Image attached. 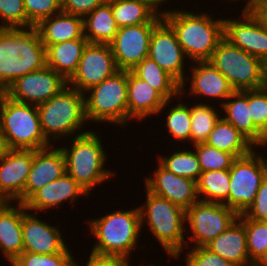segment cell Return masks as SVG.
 <instances>
[{"label": "cell", "mask_w": 267, "mask_h": 266, "mask_svg": "<svg viewBox=\"0 0 267 266\" xmlns=\"http://www.w3.org/2000/svg\"><path fill=\"white\" fill-rule=\"evenodd\" d=\"M267 133L265 134L263 143L260 145V148L263 150V148L267 149Z\"/></svg>", "instance_id": "51"}, {"label": "cell", "mask_w": 267, "mask_h": 266, "mask_svg": "<svg viewBox=\"0 0 267 266\" xmlns=\"http://www.w3.org/2000/svg\"><path fill=\"white\" fill-rule=\"evenodd\" d=\"M197 102L193 106L190 105L191 145L205 142L213 130L216 121L221 116V112L219 113V110L215 106L213 107L212 104Z\"/></svg>", "instance_id": "35"}, {"label": "cell", "mask_w": 267, "mask_h": 266, "mask_svg": "<svg viewBox=\"0 0 267 266\" xmlns=\"http://www.w3.org/2000/svg\"><path fill=\"white\" fill-rule=\"evenodd\" d=\"M241 14L238 20L237 17L233 19L224 17V39L266 64L267 26L255 13L242 12Z\"/></svg>", "instance_id": "15"}, {"label": "cell", "mask_w": 267, "mask_h": 266, "mask_svg": "<svg viewBox=\"0 0 267 266\" xmlns=\"http://www.w3.org/2000/svg\"><path fill=\"white\" fill-rule=\"evenodd\" d=\"M46 66V48L35 26L0 28V89Z\"/></svg>", "instance_id": "3"}, {"label": "cell", "mask_w": 267, "mask_h": 266, "mask_svg": "<svg viewBox=\"0 0 267 266\" xmlns=\"http://www.w3.org/2000/svg\"><path fill=\"white\" fill-rule=\"evenodd\" d=\"M38 215L31 213L22 203L23 252L41 255L63 252L68 246L59 227L38 219Z\"/></svg>", "instance_id": "19"}, {"label": "cell", "mask_w": 267, "mask_h": 266, "mask_svg": "<svg viewBox=\"0 0 267 266\" xmlns=\"http://www.w3.org/2000/svg\"><path fill=\"white\" fill-rule=\"evenodd\" d=\"M87 225L96 239L89 255L95 258L130 260L144 231L139 207L125 211L117 209L103 217L87 220Z\"/></svg>", "instance_id": "1"}, {"label": "cell", "mask_w": 267, "mask_h": 266, "mask_svg": "<svg viewBox=\"0 0 267 266\" xmlns=\"http://www.w3.org/2000/svg\"><path fill=\"white\" fill-rule=\"evenodd\" d=\"M66 173L65 157L60 147L33 150V162L25 184L24 202L38 189Z\"/></svg>", "instance_id": "22"}, {"label": "cell", "mask_w": 267, "mask_h": 266, "mask_svg": "<svg viewBox=\"0 0 267 266\" xmlns=\"http://www.w3.org/2000/svg\"><path fill=\"white\" fill-rule=\"evenodd\" d=\"M222 117L247 137L257 148L265 135L253 124L248 108V90L234 91L220 106ZM226 114V115H225Z\"/></svg>", "instance_id": "27"}, {"label": "cell", "mask_w": 267, "mask_h": 266, "mask_svg": "<svg viewBox=\"0 0 267 266\" xmlns=\"http://www.w3.org/2000/svg\"><path fill=\"white\" fill-rule=\"evenodd\" d=\"M265 86L267 87V63H266V72H265Z\"/></svg>", "instance_id": "54"}, {"label": "cell", "mask_w": 267, "mask_h": 266, "mask_svg": "<svg viewBox=\"0 0 267 266\" xmlns=\"http://www.w3.org/2000/svg\"><path fill=\"white\" fill-rule=\"evenodd\" d=\"M118 70L109 44L88 43L68 85L84 94Z\"/></svg>", "instance_id": "13"}, {"label": "cell", "mask_w": 267, "mask_h": 266, "mask_svg": "<svg viewBox=\"0 0 267 266\" xmlns=\"http://www.w3.org/2000/svg\"><path fill=\"white\" fill-rule=\"evenodd\" d=\"M206 247L235 266H256L249 258L245 227L238 218Z\"/></svg>", "instance_id": "25"}, {"label": "cell", "mask_w": 267, "mask_h": 266, "mask_svg": "<svg viewBox=\"0 0 267 266\" xmlns=\"http://www.w3.org/2000/svg\"><path fill=\"white\" fill-rule=\"evenodd\" d=\"M187 10H162V19L172 28L190 62L208 61L224 38V18Z\"/></svg>", "instance_id": "2"}, {"label": "cell", "mask_w": 267, "mask_h": 266, "mask_svg": "<svg viewBox=\"0 0 267 266\" xmlns=\"http://www.w3.org/2000/svg\"><path fill=\"white\" fill-rule=\"evenodd\" d=\"M37 109L43 135L52 145V140L56 143V140L76 137L91 131L84 129V132H79L88 122L84 94L69 85L48 101L37 105Z\"/></svg>", "instance_id": "6"}, {"label": "cell", "mask_w": 267, "mask_h": 266, "mask_svg": "<svg viewBox=\"0 0 267 266\" xmlns=\"http://www.w3.org/2000/svg\"><path fill=\"white\" fill-rule=\"evenodd\" d=\"M4 145H3V142H2V137H1V133H0V155L2 154V152L4 151Z\"/></svg>", "instance_id": "52"}, {"label": "cell", "mask_w": 267, "mask_h": 266, "mask_svg": "<svg viewBox=\"0 0 267 266\" xmlns=\"http://www.w3.org/2000/svg\"><path fill=\"white\" fill-rule=\"evenodd\" d=\"M205 143L219 150L229 152L236 158L248 155L257 148L247 137L221 116L216 121Z\"/></svg>", "instance_id": "30"}, {"label": "cell", "mask_w": 267, "mask_h": 266, "mask_svg": "<svg viewBox=\"0 0 267 266\" xmlns=\"http://www.w3.org/2000/svg\"><path fill=\"white\" fill-rule=\"evenodd\" d=\"M238 218V214L225 204L197 201L186 210L185 224L189 242L194 243L188 247L206 246ZM192 234V235H191Z\"/></svg>", "instance_id": "11"}, {"label": "cell", "mask_w": 267, "mask_h": 266, "mask_svg": "<svg viewBox=\"0 0 267 266\" xmlns=\"http://www.w3.org/2000/svg\"><path fill=\"white\" fill-rule=\"evenodd\" d=\"M202 172L211 170L230 169L236 157L226 151L219 150L213 146L203 143L193 145Z\"/></svg>", "instance_id": "38"}, {"label": "cell", "mask_w": 267, "mask_h": 266, "mask_svg": "<svg viewBox=\"0 0 267 266\" xmlns=\"http://www.w3.org/2000/svg\"><path fill=\"white\" fill-rule=\"evenodd\" d=\"M145 190L146 201L139 205L141 228L148 224L147 228L167 256L179 260L183 250L189 246L184 234L186 211L166 198L157 196L146 188Z\"/></svg>", "instance_id": "4"}, {"label": "cell", "mask_w": 267, "mask_h": 266, "mask_svg": "<svg viewBox=\"0 0 267 266\" xmlns=\"http://www.w3.org/2000/svg\"><path fill=\"white\" fill-rule=\"evenodd\" d=\"M248 108L253 124L267 133V87L248 90Z\"/></svg>", "instance_id": "40"}, {"label": "cell", "mask_w": 267, "mask_h": 266, "mask_svg": "<svg viewBox=\"0 0 267 266\" xmlns=\"http://www.w3.org/2000/svg\"><path fill=\"white\" fill-rule=\"evenodd\" d=\"M130 261L128 259L95 258L89 256L85 266H130Z\"/></svg>", "instance_id": "46"}, {"label": "cell", "mask_w": 267, "mask_h": 266, "mask_svg": "<svg viewBox=\"0 0 267 266\" xmlns=\"http://www.w3.org/2000/svg\"><path fill=\"white\" fill-rule=\"evenodd\" d=\"M151 176L144 178L145 188L160 197L166 198L185 211L199 201L196 181L175 175L159 162Z\"/></svg>", "instance_id": "20"}, {"label": "cell", "mask_w": 267, "mask_h": 266, "mask_svg": "<svg viewBox=\"0 0 267 266\" xmlns=\"http://www.w3.org/2000/svg\"><path fill=\"white\" fill-rule=\"evenodd\" d=\"M243 215L250 219L267 221V175L257 191L255 200Z\"/></svg>", "instance_id": "44"}, {"label": "cell", "mask_w": 267, "mask_h": 266, "mask_svg": "<svg viewBox=\"0 0 267 266\" xmlns=\"http://www.w3.org/2000/svg\"><path fill=\"white\" fill-rule=\"evenodd\" d=\"M208 61L227 78L235 91L265 86L266 64L224 38Z\"/></svg>", "instance_id": "9"}, {"label": "cell", "mask_w": 267, "mask_h": 266, "mask_svg": "<svg viewBox=\"0 0 267 266\" xmlns=\"http://www.w3.org/2000/svg\"><path fill=\"white\" fill-rule=\"evenodd\" d=\"M4 94H5V91L2 90V89H0V102H1V100H2V98H3V96H4Z\"/></svg>", "instance_id": "53"}, {"label": "cell", "mask_w": 267, "mask_h": 266, "mask_svg": "<svg viewBox=\"0 0 267 266\" xmlns=\"http://www.w3.org/2000/svg\"><path fill=\"white\" fill-rule=\"evenodd\" d=\"M127 101L129 123L132 119L141 122L148 116H157L166 99L147 82L127 71Z\"/></svg>", "instance_id": "23"}, {"label": "cell", "mask_w": 267, "mask_h": 266, "mask_svg": "<svg viewBox=\"0 0 267 266\" xmlns=\"http://www.w3.org/2000/svg\"><path fill=\"white\" fill-rule=\"evenodd\" d=\"M244 224L250 260L257 265L267 253V221H259L238 215Z\"/></svg>", "instance_id": "37"}, {"label": "cell", "mask_w": 267, "mask_h": 266, "mask_svg": "<svg viewBox=\"0 0 267 266\" xmlns=\"http://www.w3.org/2000/svg\"><path fill=\"white\" fill-rule=\"evenodd\" d=\"M141 266H143V265H141ZM149 266H158V265H155V263H154V265L153 264H149Z\"/></svg>", "instance_id": "55"}, {"label": "cell", "mask_w": 267, "mask_h": 266, "mask_svg": "<svg viewBox=\"0 0 267 266\" xmlns=\"http://www.w3.org/2000/svg\"><path fill=\"white\" fill-rule=\"evenodd\" d=\"M88 196L89 194L66 172L35 191L23 204L27 210L37 213L59 208L60 204H65L66 201L73 205L79 198Z\"/></svg>", "instance_id": "21"}, {"label": "cell", "mask_w": 267, "mask_h": 266, "mask_svg": "<svg viewBox=\"0 0 267 266\" xmlns=\"http://www.w3.org/2000/svg\"><path fill=\"white\" fill-rule=\"evenodd\" d=\"M227 1H239V0H227ZM263 0H247L244 6V8H242L243 10H241L242 12H247V13H254L261 5Z\"/></svg>", "instance_id": "47"}, {"label": "cell", "mask_w": 267, "mask_h": 266, "mask_svg": "<svg viewBox=\"0 0 267 266\" xmlns=\"http://www.w3.org/2000/svg\"><path fill=\"white\" fill-rule=\"evenodd\" d=\"M159 23L120 27L109 43L119 70L131 71L148 57L153 29Z\"/></svg>", "instance_id": "16"}, {"label": "cell", "mask_w": 267, "mask_h": 266, "mask_svg": "<svg viewBox=\"0 0 267 266\" xmlns=\"http://www.w3.org/2000/svg\"><path fill=\"white\" fill-rule=\"evenodd\" d=\"M108 0H61V11L84 18Z\"/></svg>", "instance_id": "45"}, {"label": "cell", "mask_w": 267, "mask_h": 266, "mask_svg": "<svg viewBox=\"0 0 267 266\" xmlns=\"http://www.w3.org/2000/svg\"><path fill=\"white\" fill-rule=\"evenodd\" d=\"M35 27L45 48L52 44L85 38L83 18L62 11L41 20Z\"/></svg>", "instance_id": "26"}, {"label": "cell", "mask_w": 267, "mask_h": 266, "mask_svg": "<svg viewBox=\"0 0 267 266\" xmlns=\"http://www.w3.org/2000/svg\"><path fill=\"white\" fill-rule=\"evenodd\" d=\"M189 248L188 252L184 251L186 253L185 257H182V260L185 259V266H235L232 262L220 257L206 246Z\"/></svg>", "instance_id": "43"}, {"label": "cell", "mask_w": 267, "mask_h": 266, "mask_svg": "<svg viewBox=\"0 0 267 266\" xmlns=\"http://www.w3.org/2000/svg\"><path fill=\"white\" fill-rule=\"evenodd\" d=\"M174 99L166 100L162 108L160 109L157 116L159 117L161 112L167 111L166 113V119H165V126L167 128V132L171 134L170 136L181 143H184L185 141L190 142V136H191V119H190V104L188 105L189 101L184 103V101L180 102L178 101L176 105L173 104ZM172 102V103H171ZM171 105V106H169ZM168 107V109L166 108ZM170 108V109H169ZM167 109V110H166Z\"/></svg>", "instance_id": "34"}, {"label": "cell", "mask_w": 267, "mask_h": 266, "mask_svg": "<svg viewBox=\"0 0 267 266\" xmlns=\"http://www.w3.org/2000/svg\"><path fill=\"white\" fill-rule=\"evenodd\" d=\"M72 254L69 247L61 253L50 255L23 252L11 266H80Z\"/></svg>", "instance_id": "39"}, {"label": "cell", "mask_w": 267, "mask_h": 266, "mask_svg": "<svg viewBox=\"0 0 267 266\" xmlns=\"http://www.w3.org/2000/svg\"><path fill=\"white\" fill-rule=\"evenodd\" d=\"M152 4L154 5V7L159 11L160 13H162V5H164L165 3L167 4V1L169 2L170 0H151ZM163 3V4H162Z\"/></svg>", "instance_id": "49"}, {"label": "cell", "mask_w": 267, "mask_h": 266, "mask_svg": "<svg viewBox=\"0 0 267 266\" xmlns=\"http://www.w3.org/2000/svg\"><path fill=\"white\" fill-rule=\"evenodd\" d=\"M72 138L71 145L60 147L65 157L66 172L91 195L92 188L114 178L116 172L104 168L108 155L99 132L93 130Z\"/></svg>", "instance_id": "5"}, {"label": "cell", "mask_w": 267, "mask_h": 266, "mask_svg": "<svg viewBox=\"0 0 267 266\" xmlns=\"http://www.w3.org/2000/svg\"><path fill=\"white\" fill-rule=\"evenodd\" d=\"M84 37L89 43L109 44L119 29L111 10L106 3L96 7L83 18Z\"/></svg>", "instance_id": "31"}, {"label": "cell", "mask_w": 267, "mask_h": 266, "mask_svg": "<svg viewBox=\"0 0 267 266\" xmlns=\"http://www.w3.org/2000/svg\"><path fill=\"white\" fill-rule=\"evenodd\" d=\"M262 153L255 148L250 154L236 158L229 169V198L224 204L238 215L253 203L267 175V158Z\"/></svg>", "instance_id": "10"}, {"label": "cell", "mask_w": 267, "mask_h": 266, "mask_svg": "<svg viewBox=\"0 0 267 266\" xmlns=\"http://www.w3.org/2000/svg\"><path fill=\"white\" fill-rule=\"evenodd\" d=\"M88 123L128 125L127 70H118L84 93ZM127 122V124H126Z\"/></svg>", "instance_id": "8"}, {"label": "cell", "mask_w": 267, "mask_h": 266, "mask_svg": "<svg viewBox=\"0 0 267 266\" xmlns=\"http://www.w3.org/2000/svg\"><path fill=\"white\" fill-rule=\"evenodd\" d=\"M188 70V76H186L183 83L180 85V97L187 95L186 89L189 90V96L196 98L201 97L204 100L209 98L210 100H217L222 105L225 100L235 91L227 78L217 70L209 61H195L190 65ZM189 77V78H188ZM189 81V82H188ZM190 84L189 88H186L187 83ZM186 91V92H185ZM186 94H185V93ZM220 99V100H219Z\"/></svg>", "instance_id": "18"}, {"label": "cell", "mask_w": 267, "mask_h": 266, "mask_svg": "<svg viewBox=\"0 0 267 266\" xmlns=\"http://www.w3.org/2000/svg\"><path fill=\"white\" fill-rule=\"evenodd\" d=\"M68 81L47 65L17 78L5 90L10 99L30 105H40L57 95Z\"/></svg>", "instance_id": "12"}, {"label": "cell", "mask_w": 267, "mask_h": 266, "mask_svg": "<svg viewBox=\"0 0 267 266\" xmlns=\"http://www.w3.org/2000/svg\"><path fill=\"white\" fill-rule=\"evenodd\" d=\"M192 147L185 150H177L171 155L157 157L158 162L167 170L180 177H186L197 181L202 173L197 155Z\"/></svg>", "instance_id": "36"}, {"label": "cell", "mask_w": 267, "mask_h": 266, "mask_svg": "<svg viewBox=\"0 0 267 266\" xmlns=\"http://www.w3.org/2000/svg\"><path fill=\"white\" fill-rule=\"evenodd\" d=\"M0 28L27 27L23 0H0Z\"/></svg>", "instance_id": "42"}, {"label": "cell", "mask_w": 267, "mask_h": 266, "mask_svg": "<svg viewBox=\"0 0 267 266\" xmlns=\"http://www.w3.org/2000/svg\"><path fill=\"white\" fill-rule=\"evenodd\" d=\"M27 27L36 26L41 20L61 12V0H23Z\"/></svg>", "instance_id": "41"}, {"label": "cell", "mask_w": 267, "mask_h": 266, "mask_svg": "<svg viewBox=\"0 0 267 266\" xmlns=\"http://www.w3.org/2000/svg\"><path fill=\"white\" fill-rule=\"evenodd\" d=\"M0 251L10 265L23 253L20 202H0Z\"/></svg>", "instance_id": "24"}, {"label": "cell", "mask_w": 267, "mask_h": 266, "mask_svg": "<svg viewBox=\"0 0 267 266\" xmlns=\"http://www.w3.org/2000/svg\"><path fill=\"white\" fill-rule=\"evenodd\" d=\"M148 57L154 60L164 71L180 85L187 74V58L172 28L162 20L151 34ZM186 59V60H185Z\"/></svg>", "instance_id": "17"}, {"label": "cell", "mask_w": 267, "mask_h": 266, "mask_svg": "<svg viewBox=\"0 0 267 266\" xmlns=\"http://www.w3.org/2000/svg\"><path fill=\"white\" fill-rule=\"evenodd\" d=\"M88 43L86 38H78L48 46L46 48V65L68 81L76 72Z\"/></svg>", "instance_id": "28"}, {"label": "cell", "mask_w": 267, "mask_h": 266, "mask_svg": "<svg viewBox=\"0 0 267 266\" xmlns=\"http://www.w3.org/2000/svg\"><path fill=\"white\" fill-rule=\"evenodd\" d=\"M33 150L5 148L0 155V202L24 203Z\"/></svg>", "instance_id": "14"}, {"label": "cell", "mask_w": 267, "mask_h": 266, "mask_svg": "<svg viewBox=\"0 0 267 266\" xmlns=\"http://www.w3.org/2000/svg\"><path fill=\"white\" fill-rule=\"evenodd\" d=\"M256 266H267V253Z\"/></svg>", "instance_id": "50"}, {"label": "cell", "mask_w": 267, "mask_h": 266, "mask_svg": "<svg viewBox=\"0 0 267 266\" xmlns=\"http://www.w3.org/2000/svg\"><path fill=\"white\" fill-rule=\"evenodd\" d=\"M131 72L156 89L166 100L180 98V84L151 58L146 57Z\"/></svg>", "instance_id": "32"}, {"label": "cell", "mask_w": 267, "mask_h": 266, "mask_svg": "<svg viewBox=\"0 0 267 266\" xmlns=\"http://www.w3.org/2000/svg\"><path fill=\"white\" fill-rule=\"evenodd\" d=\"M0 133L4 148L39 150L51 146L40 126L37 106L5 94L0 102Z\"/></svg>", "instance_id": "7"}, {"label": "cell", "mask_w": 267, "mask_h": 266, "mask_svg": "<svg viewBox=\"0 0 267 266\" xmlns=\"http://www.w3.org/2000/svg\"><path fill=\"white\" fill-rule=\"evenodd\" d=\"M118 27L135 26L145 23H160L162 13L151 0H108Z\"/></svg>", "instance_id": "29"}, {"label": "cell", "mask_w": 267, "mask_h": 266, "mask_svg": "<svg viewBox=\"0 0 267 266\" xmlns=\"http://www.w3.org/2000/svg\"><path fill=\"white\" fill-rule=\"evenodd\" d=\"M196 185L200 201L224 204L229 198V169L204 171Z\"/></svg>", "instance_id": "33"}, {"label": "cell", "mask_w": 267, "mask_h": 266, "mask_svg": "<svg viewBox=\"0 0 267 266\" xmlns=\"http://www.w3.org/2000/svg\"><path fill=\"white\" fill-rule=\"evenodd\" d=\"M261 22L267 26V0H263L260 7L254 12Z\"/></svg>", "instance_id": "48"}]
</instances>
